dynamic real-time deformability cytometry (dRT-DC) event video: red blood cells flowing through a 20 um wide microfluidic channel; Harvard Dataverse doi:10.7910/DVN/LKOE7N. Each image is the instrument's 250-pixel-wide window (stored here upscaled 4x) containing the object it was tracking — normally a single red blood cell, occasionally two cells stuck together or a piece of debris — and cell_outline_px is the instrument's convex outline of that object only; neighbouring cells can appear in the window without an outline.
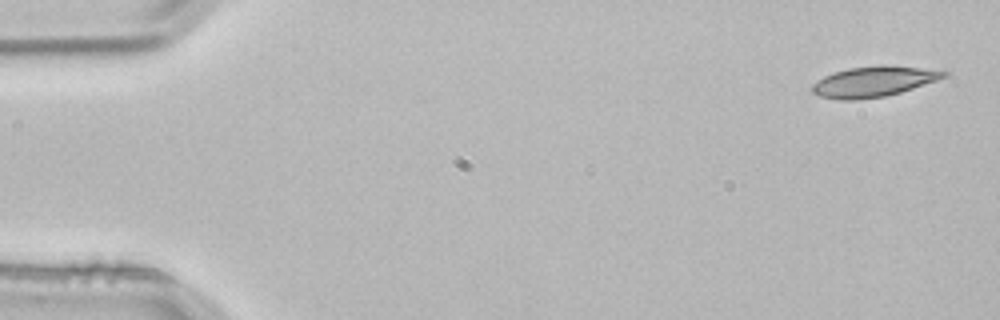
{"species": "common noctule bat (a hibernating species)", "species_latin": "Nyctalus noctula", "temperature_condition": "room temperature", "stored_images_in_passage": 4, "camera_frame_rate_fps": 3000, "um_per_image_px": 0.085, "animal": {"sex": "male", "body_mass_g": 21.5, "forearm_length_mm": 52.0}, "frame": {"image": 1, "passage_image": 1, "time_ms": 0.0, "image_size_px": [1000, 320], "cell_outline_px": [[948, 76], [900, 92], [884, 96], [856, 100], [840, 100], [820, 96], [812, 92], [812, 84], [824, 76], [832, 72], [848, 68], [880, 64], [888, 64], [920, 68], [948, 72]], "centroid_in_image_um": [74.21, 6.92], "position_along_channel_um": 10.8, "area_um2": 23.29}}
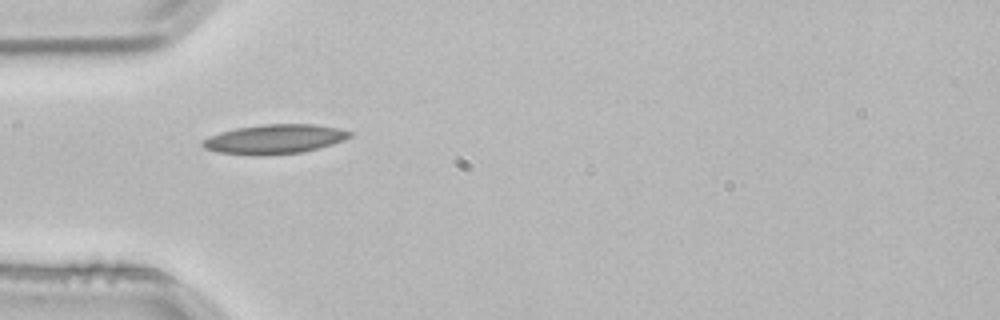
{"frame": {"image": 2, "passage_image": 4, "time_ms": 1.0, "image_size_px": [1000, 320], "cell_outline_px": [[352, 136], [344, 140], [332, 144], [300, 152], [264, 156], [260, 156], [216, 152], [204, 148], [200, 144], [208, 136], [220, 132], [236, 128], [264, 124], [312, 124], [340, 128], [352, 132]], "centroid_in_image_um": [23.32, 11.83], "position_along_channel_um": 61.7, "area_um2": 25.26}}